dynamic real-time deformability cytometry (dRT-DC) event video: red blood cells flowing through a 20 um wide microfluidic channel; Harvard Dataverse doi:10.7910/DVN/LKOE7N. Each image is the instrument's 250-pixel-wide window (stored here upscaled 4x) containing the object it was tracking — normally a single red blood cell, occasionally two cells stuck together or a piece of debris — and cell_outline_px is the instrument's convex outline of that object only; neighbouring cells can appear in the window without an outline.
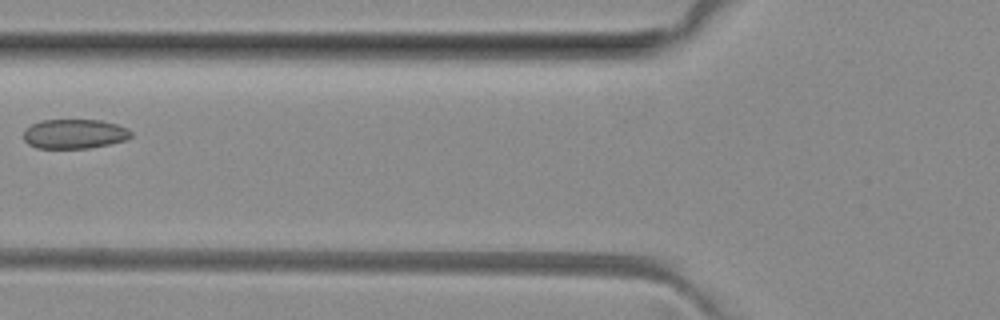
{"species": "common noctule bat (a hibernating species)", "species_latin": "Nyctalus noctula", "temperature_condition": "room temperature", "stored_images_in_passage": 3, "camera_frame_rate_fps": 3000, "um_per_image_px": 0.085, "animal": {"sex": "female", "body_mass_g": 29.2, "forearm_length_mm": 56.3}, "frame": {"image": 1, "passage_image": 3, "time_ms": 2.0, "image_size_px": [1000, 320], "cell_outline_px": [[132, 136], [124, 140], [108, 144], [88, 148], [36, 148], [28, 144], [24, 140], [24, 128], [40, 120], [100, 120], [116, 124], [128, 128], [132, 132]], "centroid_in_image_um": [6.3, 11.37], "position_along_channel_um": 119.5, "area_um2": 18.5}}